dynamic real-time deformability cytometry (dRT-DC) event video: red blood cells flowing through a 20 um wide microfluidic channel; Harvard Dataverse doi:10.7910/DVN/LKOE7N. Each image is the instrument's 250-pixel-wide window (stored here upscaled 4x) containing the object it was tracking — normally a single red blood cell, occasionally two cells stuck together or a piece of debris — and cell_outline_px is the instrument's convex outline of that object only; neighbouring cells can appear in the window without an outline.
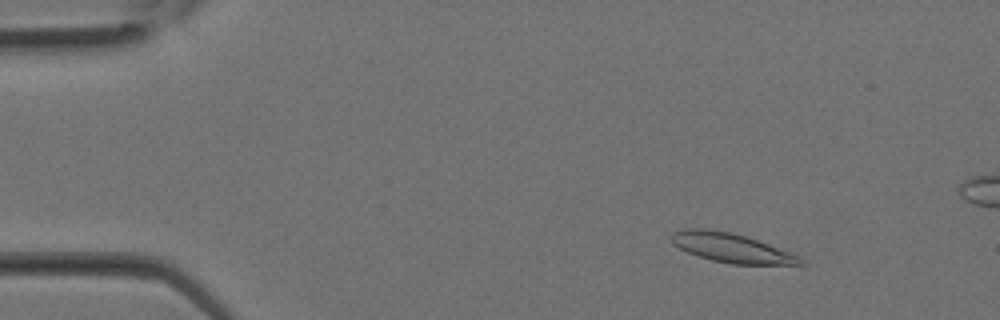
{"species": "Egyptian fruit bat (a non-hibernating species)", "species_latin": "Rousettus aegyptiacus", "temperature_condition": "room temperature", "stored_images_in_passage": 9, "camera_frame_rate_fps": 3000, "um_per_image_px": 0.085, "animal": {"sex": "female"}, "frame": {"image": 1, "passage_image": 2, "time_ms": 0.333, "image_size_px": [1000, 320], "cell_outline_px": [[804, 264], [732, 264], [712, 260], [688, 252], [672, 244], [668, 236], [672, 232], [680, 228], [704, 228], [732, 232], [748, 236], [800, 256], [804, 260]], "centroid_in_image_um": [62.11, 21.04], "position_along_channel_um": 22.9, "area_um2": 22.14}}
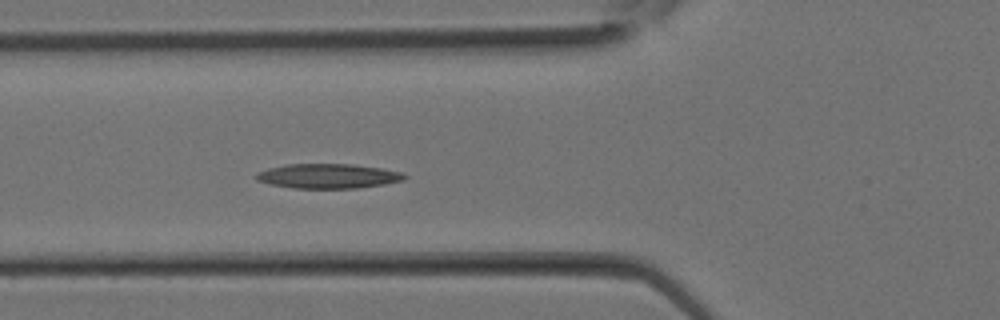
{"frame": {"image": 2, "passage_image": 9, "time_ms": 2.667, "image_size_px": [1000, 320], "cell_outline_px": [[408, 176], [404, 180], [384, 184], [356, 188], [292, 188], [272, 184], [256, 180], [256, 172], [268, 168], [288, 164], [352, 164], [384, 168], [400, 172]], "centroid_in_image_um": [27.9, 14.96], "position_along_channel_um": 97.9, "area_um2": 21.27}}